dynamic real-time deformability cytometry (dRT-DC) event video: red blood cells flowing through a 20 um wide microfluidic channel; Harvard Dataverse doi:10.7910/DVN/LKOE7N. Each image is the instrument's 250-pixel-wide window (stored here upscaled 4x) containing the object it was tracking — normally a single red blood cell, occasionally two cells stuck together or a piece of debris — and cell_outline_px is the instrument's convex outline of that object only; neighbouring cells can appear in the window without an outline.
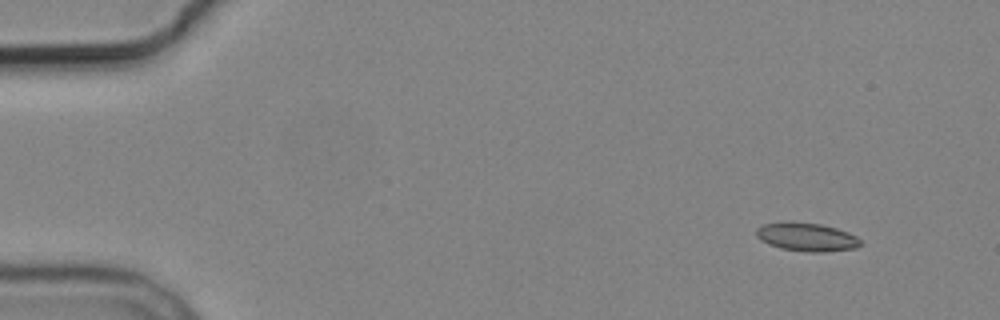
{"species": "common noctule bat (a hibernating species)", "species_latin": "Nyctalus noctula", "temperature_condition": "cold", "stored_images_in_passage": 3, "camera_frame_rate_fps": 3000, "um_per_image_px": 0.085, "animal": {"sex": "male", "body_mass_g": 19.2, "forearm_length_mm": 51.8}, "frame": {"image": 1, "passage_image": 3, "time_ms": 3.0, "image_size_px": [1000, 320], "cell_outline_px": [[860, 244], [856, 248], [824, 252], [808, 252], [780, 248], [768, 244], [760, 240], [756, 236], [756, 228], [764, 224], [784, 220], [792, 220], [820, 224], [836, 228], [848, 232], [856, 236], [860, 240]], "centroid_in_image_um": [68.51, 20.12], "position_along_channel_um": 16.5, "area_um2": 17.57}}